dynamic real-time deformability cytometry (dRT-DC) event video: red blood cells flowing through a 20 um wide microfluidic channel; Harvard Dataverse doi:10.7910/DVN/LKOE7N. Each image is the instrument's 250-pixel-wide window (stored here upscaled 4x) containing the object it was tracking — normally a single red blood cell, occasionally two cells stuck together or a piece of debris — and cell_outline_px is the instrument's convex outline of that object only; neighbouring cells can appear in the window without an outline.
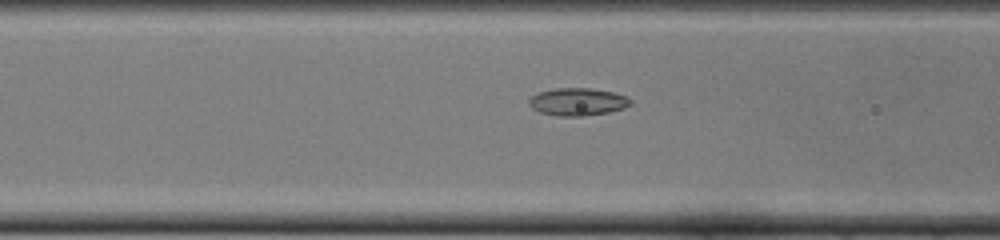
{"species": "common noctule bat (a hibernating species)", "species_latin": "Nyctalus noctula", "temperature_condition": "cold", "stored_images_in_passage": 18, "camera_frame_rate_fps": 3000, "um_per_image_px": 0.085, "animal": {"sex": "female", "body_mass_g": 22.0, "forearm_length_mm": 56.7}, "frame": {"image": 1, "passage_image": 16, "time_ms": 5.0, "image_size_px": [1000, 240], "cell_outline_px": [[632, 104], [624, 108], [608, 112], [584, 116], [556, 116], [540, 112], [532, 108], [528, 104], [528, 100], [536, 92], [552, 88], [592, 88], [612, 92], [624, 96], [632, 100]], "centroid_in_image_um": [49.06, 8.65], "position_along_channel_um": 117.5, "area_um2": 16.47}}